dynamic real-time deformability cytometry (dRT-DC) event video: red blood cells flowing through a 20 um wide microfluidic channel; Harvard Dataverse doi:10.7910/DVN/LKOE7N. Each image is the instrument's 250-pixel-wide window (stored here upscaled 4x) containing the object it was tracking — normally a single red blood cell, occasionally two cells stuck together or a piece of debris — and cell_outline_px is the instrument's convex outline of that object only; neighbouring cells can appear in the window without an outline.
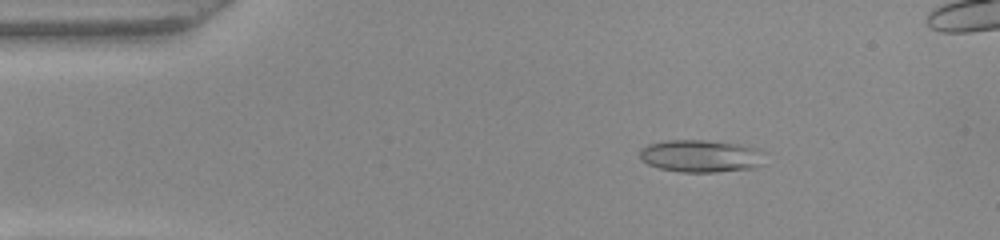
{"species": "common noctule bat (a hibernating species)", "species_latin": "Nyctalus noctula", "temperature_condition": "warm", "stored_images_in_passage": 47, "camera_frame_rate_fps": 3000, "um_per_image_px": 0.085, "animal": {"sex": "female", "body_mass_g": 22.0, "forearm_length_mm": 56.7}, "frame": {"image": 1, "passage_image": 7, "time_ms": 2.0, "image_size_px": [1000, 240], "cell_outline_px": [[764, 164], [756, 168], [716, 172], [680, 172], [660, 168], [648, 164], [640, 160], [640, 148], [648, 144], [668, 140], [700, 140], [736, 144], [756, 148]], "centroid_in_image_um": [59.51, 13.27], "position_along_channel_um": 25.5, "area_um2": 23.41}}
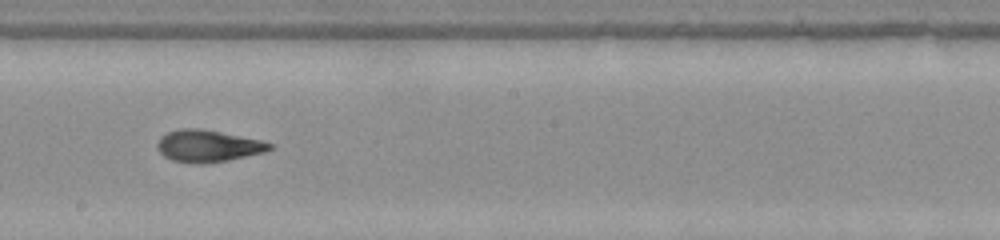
{"frame": {"image": 2, "passage_image": 27, "time_ms": 8.667, "image_size_px": [1000, 240], "cell_outline_px": [[272, 148], [264, 152], [228, 160], [208, 164], [196, 164], [172, 160], [164, 156], [160, 152], [156, 144], [160, 136], [168, 132], [180, 128], [200, 128], [260, 140], [272, 144]], "centroid_in_image_um": [17.63, 12.41], "position_along_channel_um": 230.6, "area_um2": 20.87}}
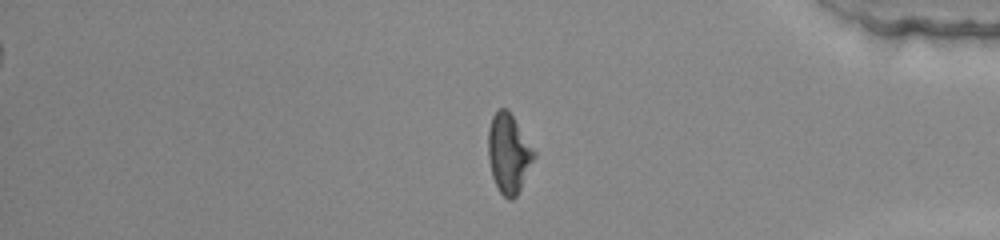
{"frame": {"image": 3, "passage_image": 41, "time_ms": 13.333, "image_size_px": [1000, 240], "cell_outline_px": [[536, 156], [516, 196], [512, 200], [508, 200], [500, 192], [492, 176], [488, 156], [488, 128], [492, 116], [500, 108], [508, 108], [536, 152]], "centroid_in_image_um": [43.23, 13.02], "position_along_channel_um": 392.0, "area_um2": 21.15}}